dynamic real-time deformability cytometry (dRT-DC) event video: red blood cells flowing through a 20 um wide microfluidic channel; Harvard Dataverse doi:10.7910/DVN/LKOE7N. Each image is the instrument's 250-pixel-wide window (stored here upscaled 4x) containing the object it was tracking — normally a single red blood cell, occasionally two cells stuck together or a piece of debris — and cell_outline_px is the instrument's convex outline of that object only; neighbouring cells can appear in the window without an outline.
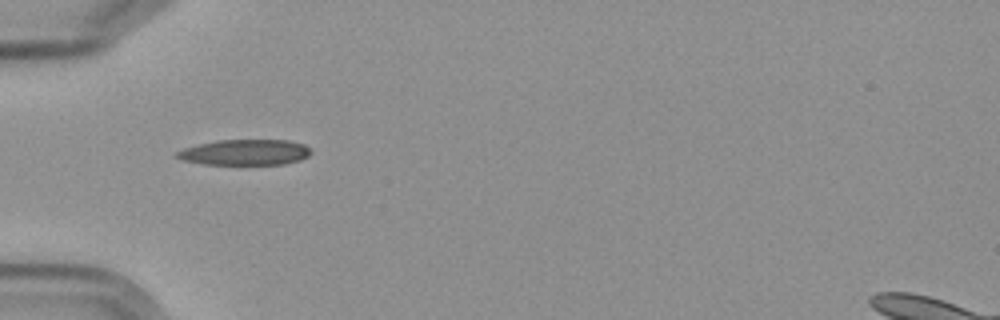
{"species": "Egyptian fruit bat (a non-hibernating species)", "species_latin": "Rousettus aegyptiacus", "temperature_condition": "cold", "stored_images_in_passage": 9, "camera_frame_rate_fps": 3000, "um_per_image_px": 0.085, "frame": {"image": 1, "passage_image": 3, "time_ms": 2.333, "image_size_px": [1000, 320], "cell_outline_px": [[312, 152], [308, 156], [300, 160], [284, 164], [204, 164], [184, 160], [172, 156], [176, 152], [184, 148], [216, 140], [288, 140], [304, 144]], "centroid_in_image_um": [20.82, 12.94], "position_along_channel_um": 64.2, "area_um2": 20.0}}
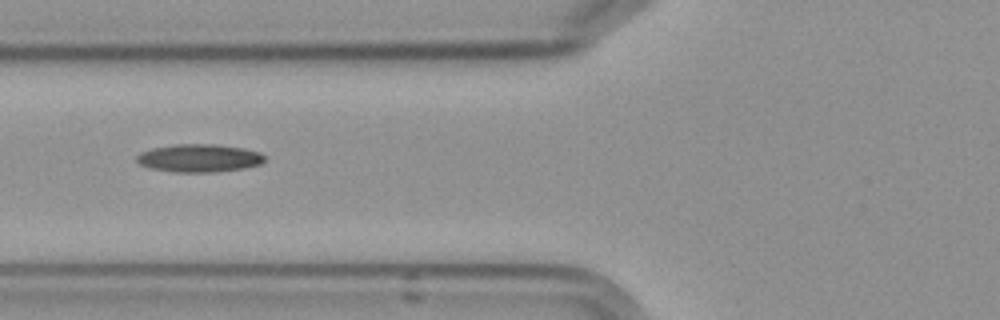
{"frame": {"image": 2, "passage_image": 4, "time_ms": 3.667, "image_size_px": [1000, 320], "cell_outline_px": [[264, 160], [260, 164], [244, 168], [212, 172], [176, 172], [148, 168], [140, 164], [136, 160], [136, 156], [140, 152], [152, 148], [172, 144], [216, 144], [244, 148], [260, 152], [264, 156]], "centroid_in_image_um": [16.9, 13.43], "position_along_channel_um": 108.9, "area_um2": 20.92}}
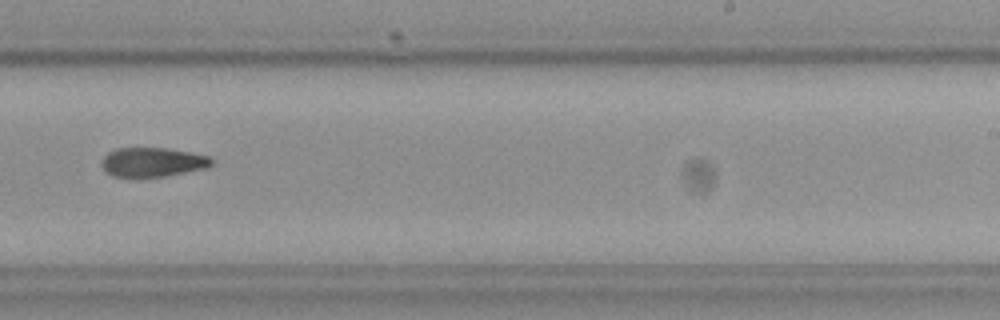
{"frame": {"image": 3, "passage_image": 8, "time_ms": 8.333, "image_size_px": [1000, 320], "cell_outline_px": [[212, 164], [204, 168], [164, 176], [112, 176], [100, 164], [104, 156], [108, 152], [116, 148], [168, 148], [208, 156], [212, 160]], "centroid_in_image_um": [12.93, 13.76], "position_along_channel_um": 276.1, "area_um2": 18.32}}